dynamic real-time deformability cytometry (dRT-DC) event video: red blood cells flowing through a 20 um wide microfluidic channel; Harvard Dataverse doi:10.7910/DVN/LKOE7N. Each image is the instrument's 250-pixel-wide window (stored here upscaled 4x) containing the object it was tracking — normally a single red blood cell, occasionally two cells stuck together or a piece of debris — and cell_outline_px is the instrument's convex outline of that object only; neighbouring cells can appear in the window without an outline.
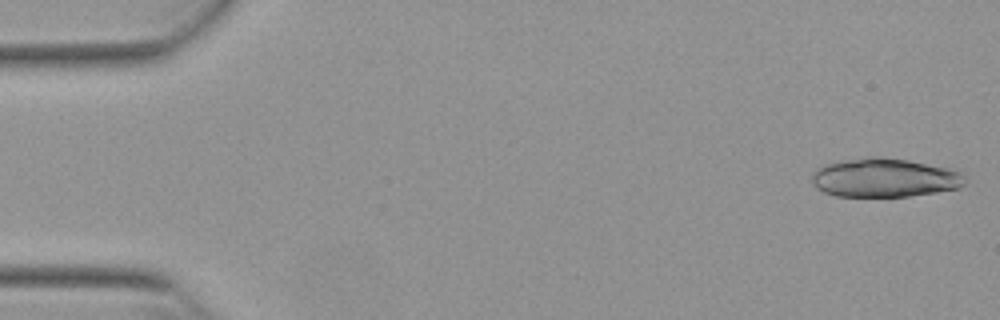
{"species": "Egyptian fruit bat (a non-hibernating species)", "species_latin": "Rousettus aegyptiacus", "temperature_condition": "warm", "stored_images_in_passage": 41, "camera_frame_rate_fps": 3000, "um_per_image_px": 0.085, "animal": {"sex": "female"}, "frame": {"image": 1, "passage_image": 1, "time_ms": 0.0, "image_size_px": [1000, 320], "cell_outline_px": [[964, 184], [960, 188], [936, 192], [908, 196], [836, 196], [824, 192], [816, 188], [812, 184], [812, 172], [816, 168], [824, 164], [844, 160], [868, 156], [876, 156], [908, 160], [948, 168], [960, 172], [964, 176]], "centroid_in_image_um": [75.14, 15.1], "position_along_channel_um": 9.9, "area_um2": 34.68}}
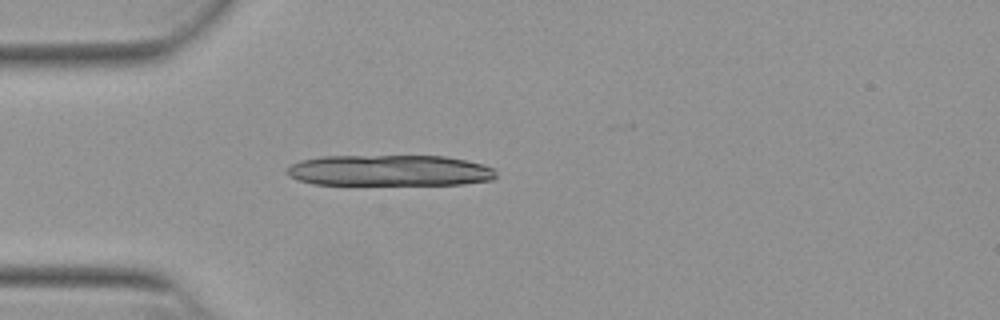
{"frame": {"image": 2, "passage_image": 14, "time_ms": 4.333, "image_size_px": [1000, 320], "cell_outline_px": [[496, 176], [492, 180], [464, 184], [312, 184], [288, 176], [284, 172], [284, 168], [300, 160], [320, 156], [444, 156], [484, 164], [496, 168]], "centroid_in_image_um": [33.1, 14.49], "position_along_channel_um": 51.9, "area_um2": 38.09}}